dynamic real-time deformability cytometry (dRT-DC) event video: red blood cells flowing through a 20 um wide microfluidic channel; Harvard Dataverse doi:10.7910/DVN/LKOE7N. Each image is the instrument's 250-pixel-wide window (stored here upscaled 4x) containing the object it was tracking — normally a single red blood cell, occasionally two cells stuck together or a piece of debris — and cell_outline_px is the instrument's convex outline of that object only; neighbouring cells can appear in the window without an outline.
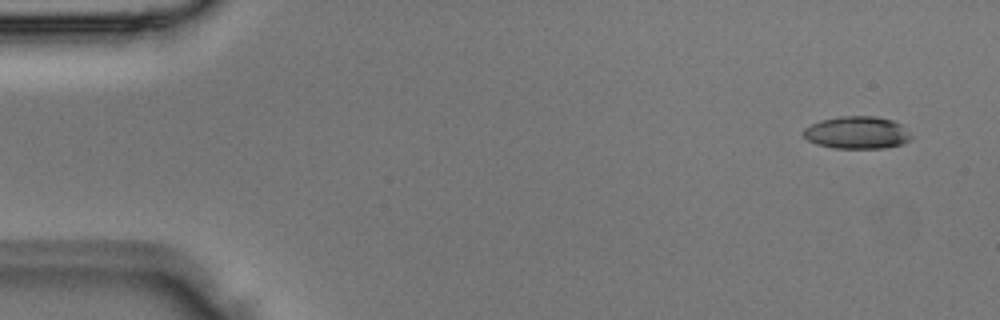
{"species": "Egyptian fruit bat (a non-hibernating species)", "species_latin": "Rousettus aegyptiacus", "temperature_condition": "room temperature", "stored_images_in_passage": 4, "camera_frame_rate_fps": 3000, "um_per_image_px": 0.085, "animal": {"sex": "male"}, "frame": {"image": 1, "passage_image": 1, "time_ms": 0.0, "image_size_px": [1000, 320], "cell_outline_px": [[912, 136], [908, 140], [900, 144], [884, 148], [832, 148], [816, 144], [808, 140], [804, 136], [804, 128], [820, 120], [840, 116], [872, 116], [892, 120], [900, 124]], "centroid_in_image_um": [72.81, 11.27], "position_along_channel_um": 12.2, "area_um2": 20.17}}